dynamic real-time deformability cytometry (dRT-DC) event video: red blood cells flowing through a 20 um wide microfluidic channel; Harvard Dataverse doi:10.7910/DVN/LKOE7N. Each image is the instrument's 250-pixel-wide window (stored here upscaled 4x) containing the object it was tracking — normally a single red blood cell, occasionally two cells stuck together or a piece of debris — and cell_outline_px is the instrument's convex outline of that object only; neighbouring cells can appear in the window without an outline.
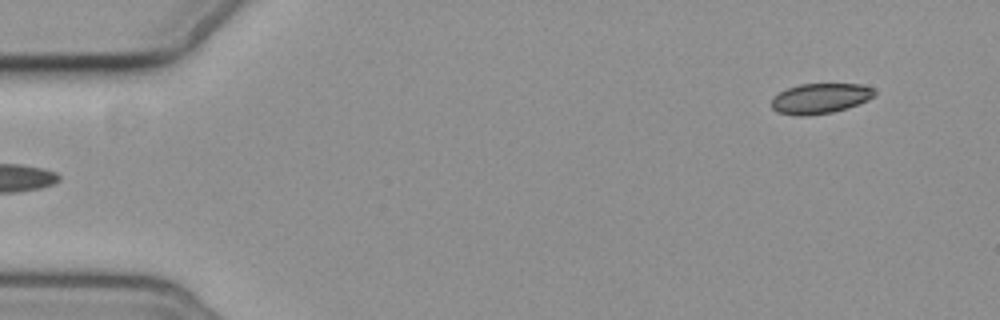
{"species": "common noctule bat (a hibernating species)", "species_latin": "Nyctalus noctula", "temperature_condition": "cold", "stored_images_in_passage": 2, "camera_frame_rate_fps": 3000, "um_per_image_px": 0.085, "animal": {"sex": "female", "body_mass_g": 19.3, "forearm_length_mm": 54.1}, "frame": {"image": 1, "passage_image": 2, "time_ms": 1.333, "image_size_px": [1000, 320], "cell_outline_px": [[876, 96], [868, 100], [848, 108], [832, 112], [808, 116], [796, 116], [776, 112], [772, 108], [772, 100], [780, 92], [788, 88], [800, 84], [860, 84], [872, 88], [876, 92]], "centroid_in_image_um": [69.74, 8.38], "position_along_channel_um": 15.3, "area_um2": 18.21}}